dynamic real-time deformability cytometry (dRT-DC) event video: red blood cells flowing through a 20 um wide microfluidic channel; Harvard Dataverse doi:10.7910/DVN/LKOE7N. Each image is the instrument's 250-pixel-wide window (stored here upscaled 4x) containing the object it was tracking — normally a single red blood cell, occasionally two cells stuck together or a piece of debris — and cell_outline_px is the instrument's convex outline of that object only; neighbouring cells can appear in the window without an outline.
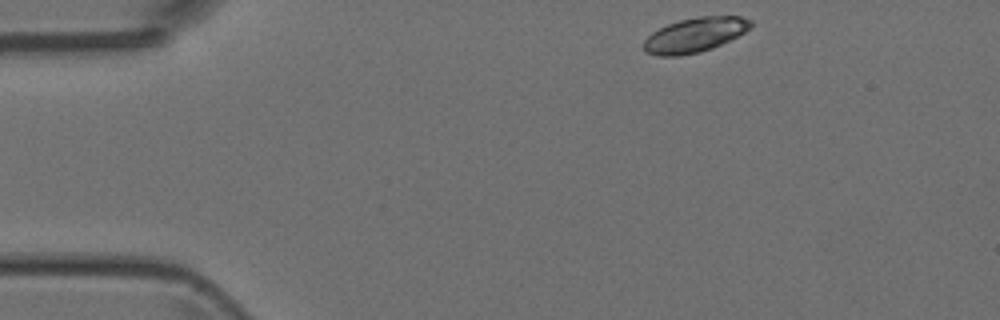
{"species": "Egyptian fruit bat (a non-hibernating species)", "species_latin": "Rousettus aegyptiacus", "temperature_condition": "room temperature", "stored_images_in_passage": 3, "camera_frame_rate_fps": 3000, "um_per_image_px": 0.085, "animal": {"sex": "female"}, "frame": {"image": 1, "passage_image": 1, "time_ms": 0.0, "image_size_px": [1000, 320], "cell_outline_px": [[752, 24], [744, 32], [712, 48], [700, 52], [676, 56], [660, 56], [644, 52], [644, 40], [652, 32], [668, 24], [680, 20], [700, 16], [740, 16], [752, 20]], "centroid_in_image_um": [59.04, 2.97], "position_along_channel_um": 26.0, "area_um2": 21.27}}
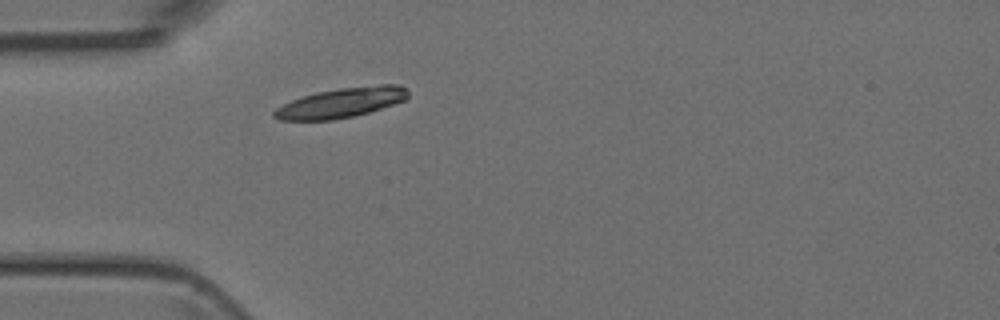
{"frame": {"image": 2, "passage_image": 3, "time_ms": 2.333, "image_size_px": [1000, 320], "cell_outline_px": [[408, 96], [404, 100], [368, 112], [352, 116], [332, 120], [280, 120], [272, 116], [272, 112], [276, 108], [292, 100], [316, 92], [340, 88], [380, 84], [400, 84], [408, 88]], "centroid_in_image_um": [29.01, 8.72], "position_along_channel_um": 56.0, "area_um2": 23.12}}